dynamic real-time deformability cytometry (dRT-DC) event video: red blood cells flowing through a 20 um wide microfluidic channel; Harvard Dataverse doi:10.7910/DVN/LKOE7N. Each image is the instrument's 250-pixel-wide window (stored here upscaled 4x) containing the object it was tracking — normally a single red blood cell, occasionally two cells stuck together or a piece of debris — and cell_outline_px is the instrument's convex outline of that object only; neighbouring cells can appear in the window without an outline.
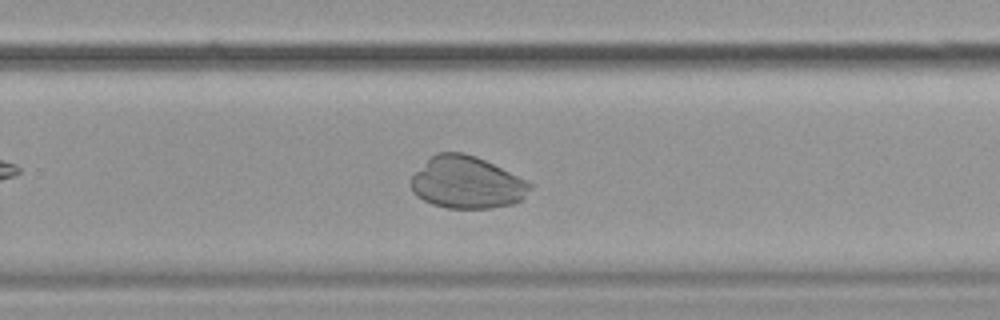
{"species": "common noctule bat (a hibernating species)", "species_latin": "Nyctalus noctula", "temperature_condition": "cold", "stored_images_in_passage": 46, "camera_frame_rate_fps": 3000, "um_per_image_px": 0.085, "animal": {"sex": "female", "body_mass_g": 19.9}, "frame": {"image": 1, "passage_image": 27, "time_ms": 8.667, "image_size_px": [1000, 320], "cell_outline_px": [[536, 184], [524, 200], [512, 204], [492, 208], [448, 208], [432, 204], [416, 196], [412, 192], [412, 176], [436, 152], [464, 152], [476, 156], [528, 180]], "centroid_in_image_um": [39.76, 15.52], "position_along_channel_um": 290.0, "area_um2": 36.41}}